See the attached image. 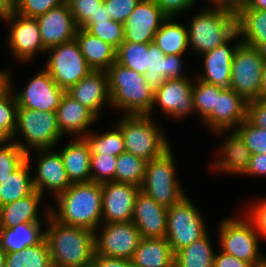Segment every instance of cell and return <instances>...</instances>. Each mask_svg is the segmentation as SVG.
<instances>
[{
	"label": "cell",
	"mask_w": 266,
	"mask_h": 267,
	"mask_svg": "<svg viewBox=\"0 0 266 267\" xmlns=\"http://www.w3.org/2000/svg\"><path fill=\"white\" fill-rule=\"evenodd\" d=\"M209 3L191 16L188 31L189 49L197 58L227 42L236 32L233 4ZM188 25V26H187Z\"/></svg>",
	"instance_id": "cell-1"
},
{
	"label": "cell",
	"mask_w": 266,
	"mask_h": 267,
	"mask_svg": "<svg viewBox=\"0 0 266 267\" xmlns=\"http://www.w3.org/2000/svg\"><path fill=\"white\" fill-rule=\"evenodd\" d=\"M54 201L56 206L50 205V215L62 224L95 231L102 223V190L99 183H72Z\"/></svg>",
	"instance_id": "cell-2"
},
{
	"label": "cell",
	"mask_w": 266,
	"mask_h": 267,
	"mask_svg": "<svg viewBox=\"0 0 266 267\" xmlns=\"http://www.w3.org/2000/svg\"><path fill=\"white\" fill-rule=\"evenodd\" d=\"M44 227L53 267L90 266L95 254L94 230L62 224L51 215Z\"/></svg>",
	"instance_id": "cell-3"
},
{
	"label": "cell",
	"mask_w": 266,
	"mask_h": 267,
	"mask_svg": "<svg viewBox=\"0 0 266 267\" xmlns=\"http://www.w3.org/2000/svg\"><path fill=\"white\" fill-rule=\"evenodd\" d=\"M111 111L121 115H149L154 92L146 85L145 76L115 61L107 70Z\"/></svg>",
	"instance_id": "cell-4"
},
{
	"label": "cell",
	"mask_w": 266,
	"mask_h": 267,
	"mask_svg": "<svg viewBox=\"0 0 266 267\" xmlns=\"http://www.w3.org/2000/svg\"><path fill=\"white\" fill-rule=\"evenodd\" d=\"M114 122L121 130L125 151L150 161L172 145L158 119L149 115H120Z\"/></svg>",
	"instance_id": "cell-5"
},
{
	"label": "cell",
	"mask_w": 266,
	"mask_h": 267,
	"mask_svg": "<svg viewBox=\"0 0 266 267\" xmlns=\"http://www.w3.org/2000/svg\"><path fill=\"white\" fill-rule=\"evenodd\" d=\"M63 137L66 138L58 127L56 112L17 109L12 141L26 154L35 150L57 149Z\"/></svg>",
	"instance_id": "cell-6"
},
{
	"label": "cell",
	"mask_w": 266,
	"mask_h": 267,
	"mask_svg": "<svg viewBox=\"0 0 266 267\" xmlns=\"http://www.w3.org/2000/svg\"><path fill=\"white\" fill-rule=\"evenodd\" d=\"M172 146L161 156L146 163L145 177L140 188L158 204L169 208L179 203L187 194L176 171Z\"/></svg>",
	"instance_id": "cell-7"
},
{
	"label": "cell",
	"mask_w": 266,
	"mask_h": 267,
	"mask_svg": "<svg viewBox=\"0 0 266 267\" xmlns=\"http://www.w3.org/2000/svg\"><path fill=\"white\" fill-rule=\"evenodd\" d=\"M218 225L219 250L244 260L253 266L266 254L260 250V238L253 222L242 212L236 217L220 218Z\"/></svg>",
	"instance_id": "cell-8"
},
{
	"label": "cell",
	"mask_w": 266,
	"mask_h": 267,
	"mask_svg": "<svg viewBox=\"0 0 266 267\" xmlns=\"http://www.w3.org/2000/svg\"><path fill=\"white\" fill-rule=\"evenodd\" d=\"M205 216L186 195L179 203L167 209L166 239L173 253L203 237L209 229Z\"/></svg>",
	"instance_id": "cell-9"
},
{
	"label": "cell",
	"mask_w": 266,
	"mask_h": 267,
	"mask_svg": "<svg viewBox=\"0 0 266 267\" xmlns=\"http://www.w3.org/2000/svg\"><path fill=\"white\" fill-rule=\"evenodd\" d=\"M266 52L240 43L234 52L230 87L247 102L257 100Z\"/></svg>",
	"instance_id": "cell-10"
},
{
	"label": "cell",
	"mask_w": 266,
	"mask_h": 267,
	"mask_svg": "<svg viewBox=\"0 0 266 267\" xmlns=\"http://www.w3.org/2000/svg\"><path fill=\"white\" fill-rule=\"evenodd\" d=\"M44 69L54 82L67 91L92 71L76 39L46 50Z\"/></svg>",
	"instance_id": "cell-11"
},
{
	"label": "cell",
	"mask_w": 266,
	"mask_h": 267,
	"mask_svg": "<svg viewBox=\"0 0 266 267\" xmlns=\"http://www.w3.org/2000/svg\"><path fill=\"white\" fill-rule=\"evenodd\" d=\"M2 20L6 26L9 24L5 43L14 61L26 64L35 60L37 54L46 53L36 18L12 12L3 15Z\"/></svg>",
	"instance_id": "cell-12"
},
{
	"label": "cell",
	"mask_w": 266,
	"mask_h": 267,
	"mask_svg": "<svg viewBox=\"0 0 266 267\" xmlns=\"http://www.w3.org/2000/svg\"><path fill=\"white\" fill-rule=\"evenodd\" d=\"M142 235L130 222L101 223L95 230V253L131 260Z\"/></svg>",
	"instance_id": "cell-13"
},
{
	"label": "cell",
	"mask_w": 266,
	"mask_h": 267,
	"mask_svg": "<svg viewBox=\"0 0 266 267\" xmlns=\"http://www.w3.org/2000/svg\"><path fill=\"white\" fill-rule=\"evenodd\" d=\"M41 69L19 90L11 82V90L15 94L18 108L56 112L66 91L54 82L44 68Z\"/></svg>",
	"instance_id": "cell-14"
},
{
	"label": "cell",
	"mask_w": 266,
	"mask_h": 267,
	"mask_svg": "<svg viewBox=\"0 0 266 267\" xmlns=\"http://www.w3.org/2000/svg\"><path fill=\"white\" fill-rule=\"evenodd\" d=\"M194 77L181 79H167L154 92V103L149 116H153L155 107H158L165 117L172 120H181L195 113L192 87Z\"/></svg>",
	"instance_id": "cell-15"
},
{
	"label": "cell",
	"mask_w": 266,
	"mask_h": 267,
	"mask_svg": "<svg viewBox=\"0 0 266 267\" xmlns=\"http://www.w3.org/2000/svg\"><path fill=\"white\" fill-rule=\"evenodd\" d=\"M29 153H32L33 156L38 155L34 158L36 162L34 169L36 170H34L35 174H32V178L34 189L41 195L51 194V198L54 199L72 185L64 168L62 157L55 148L35 150ZM44 191L49 194H45Z\"/></svg>",
	"instance_id": "cell-16"
},
{
	"label": "cell",
	"mask_w": 266,
	"mask_h": 267,
	"mask_svg": "<svg viewBox=\"0 0 266 267\" xmlns=\"http://www.w3.org/2000/svg\"><path fill=\"white\" fill-rule=\"evenodd\" d=\"M230 131V132H229ZM214 135L224 138L221 144L217 146L215 161L210 162L209 171L224 173L226 175H246L249 167L251 152L246 146L244 139L236 130L214 131ZM227 135L224 137V135ZM228 173V174H227Z\"/></svg>",
	"instance_id": "cell-17"
},
{
	"label": "cell",
	"mask_w": 266,
	"mask_h": 267,
	"mask_svg": "<svg viewBox=\"0 0 266 267\" xmlns=\"http://www.w3.org/2000/svg\"><path fill=\"white\" fill-rule=\"evenodd\" d=\"M241 43L239 34L236 32L227 42L217 48L200 55L203 59L201 72H194L196 78L223 88L230 87L232 60L235 50Z\"/></svg>",
	"instance_id": "cell-18"
},
{
	"label": "cell",
	"mask_w": 266,
	"mask_h": 267,
	"mask_svg": "<svg viewBox=\"0 0 266 267\" xmlns=\"http://www.w3.org/2000/svg\"><path fill=\"white\" fill-rule=\"evenodd\" d=\"M102 190V223L132 221L134 206L140 187L128 183L106 182Z\"/></svg>",
	"instance_id": "cell-19"
},
{
	"label": "cell",
	"mask_w": 266,
	"mask_h": 267,
	"mask_svg": "<svg viewBox=\"0 0 266 267\" xmlns=\"http://www.w3.org/2000/svg\"><path fill=\"white\" fill-rule=\"evenodd\" d=\"M166 18L153 0H140L124 23V42H153Z\"/></svg>",
	"instance_id": "cell-20"
},
{
	"label": "cell",
	"mask_w": 266,
	"mask_h": 267,
	"mask_svg": "<svg viewBox=\"0 0 266 267\" xmlns=\"http://www.w3.org/2000/svg\"><path fill=\"white\" fill-rule=\"evenodd\" d=\"M66 93L90 109L99 119L103 117L105 106L111 109L108 76L104 70H92Z\"/></svg>",
	"instance_id": "cell-21"
},
{
	"label": "cell",
	"mask_w": 266,
	"mask_h": 267,
	"mask_svg": "<svg viewBox=\"0 0 266 267\" xmlns=\"http://www.w3.org/2000/svg\"><path fill=\"white\" fill-rule=\"evenodd\" d=\"M42 44L45 50L75 39L78 27L70 11L69 4L50 9L36 17Z\"/></svg>",
	"instance_id": "cell-22"
},
{
	"label": "cell",
	"mask_w": 266,
	"mask_h": 267,
	"mask_svg": "<svg viewBox=\"0 0 266 267\" xmlns=\"http://www.w3.org/2000/svg\"><path fill=\"white\" fill-rule=\"evenodd\" d=\"M43 197L34 190L30 195L1 206L0 228H12L23 223L47 222L50 215V201L44 204Z\"/></svg>",
	"instance_id": "cell-23"
},
{
	"label": "cell",
	"mask_w": 266,
	"mask_h": 267,
	"mask_svg": "<svg viewBox=\"0 0 266 267\" xmlns=\"http://www.w3.org/2000/svg\"><path fill=\"white\" fill-rule=\"evenodd\" d=\"M247 101L231 88H224L217 96L216 109L201 123L213 133L235 130L245 119Z\"/></svg>",
	"instance_id": "cell-24"
},
{
	"label": "cell",
	"mask_w": 266,
	"mask_h": 267,
	"mask_svg": "<svg viewBox=\"0 0 266 267\" xmlns=\"http://www.w3.org/2000/svg\"><path fill=\"white\" fill-rule=\"evenodd\" d=\"M185 56L165 55L153 42L148 43V70L144 74L146 85L155 92L167 79L194 77L185 70Z\"/></svg>",
	"instance_id": "cell-25"
},
{
	"label": "cell",
	"mask_w": 266,
	"mask_h": 267,
	"mask_svg": "<svg viewBox=\"0 0 266 267\" xmlns=\"http://www.w3.org/2000/svg\"><path fill=\"white\" fill-rule=\"evenodd\" d=\"M167 209L142 190H139L135 201L132 223L137 227L142 238L166 237Z\"/></svg>",
	"instance_id": "cell-26"
},
{
	"label": "cell",
	"mask_w": 266,
	"mask_h": 267,
	"mask_svg": "<svg viewBox=\"0 0 266 267\" xmlns=\"http://www.w3.org/2000/svg\"><path fill=\"white\" fill-rule=\"evenodd\" d=\"M60 132L67 137H84L99 122V118L87 107L66 92L56 110Z\"/></svg>",
	"instance_id": "cell-27"
},
{
	"label": "cell",
	"mask_w": 266,
	"mask_h": 267,
	"mask_svg": "<svg viewBox=\"0 0 266 267\" xmlns=\"http://www.w3.org/2000/svg\"><path fill=\"white\" fill-rule=\"evenodd\" d=\"M233 6L241 43L266 52V10L247 8L240 0Z\"/></svg>",
	"instance_id": "cell-28"
},
{
	"label": "cell",
	"mask_w": 266,
	"mask_h": 267,
	"mask_svg": "<svg viewBox=\"0 0 266 267\" xmlns=\"http://www.w3.org/2000/svg\"><path fill=\"white\" fill-rule=\"evenodd\" d=\"M58 149L71 183L91 181V147L84 137H74Z\"/></svg>",
	"instance_id": "cell-29"
},
{
	"label": "cell",
	"mask_w": 266,
	"mask_h": 267,
	"mask_svg": "<svg viewBox=\"0 0 266 267\" xmlns=\"http://www.w3.org/2000/svg\"><path fill=\"white\" fill-rule=\"evenodd\" d=\"M175 254L166 238H142L133 254V267H174Z\"/></svg>",
	"instance_id": "cell-30"
},
{
	"label": "cell",
	"mask_w": 266,
	"mask_h": 267,
	"mask_svg": "<svg viewBox=\"0 0 266 267\" xmlns=\"http://www.w3.org/2000/svg\"><path fill=\"white\" fill-rule=\"evenodd\" d=\"M32 157L31 153H27L26 160L7 177L0 180V207L30 195L35 190L33 173H31Z\"/></svg>",
	"instance_id": "cell-31"
},
{
	"label": "cell",
	"mask_w": 266,
	"mask_h": 267,
	"mask_svg": "<svg viewBox=\"0 0 266 267\" xmlns=\"http://www.w3.org/2000/svg\"><path fill=\"white\" fill-rule=\"evenodd\" d=\"M75 39L92 70L106 71L116 61V49L85 29L78 28Z\"/></svg>",
	"instance_id": "cell-32"
},
{
	"label": "cell",
	"mask_w": 266,
	"mask_h": 267,
	"mask_svg": "<svg viewBox=\"0 0 266 267\" xmlns=\"http://www.w3.org/2000/svg\"><path fill=\"white\" fill-rule=\"evenodd\" d=\"M44 223H23L12 228H0V246L5 253L24 250L45 239Z\"/></svg>",
	"instance_id": "cell-33"
},
{
	"label": "cell",
	"mask_w": 266,
	"mask_h": 267,
	"mask_svg": "<svg viewBox=\"0 0 266 267\" xmlns=\"http://www.w3.org/2000/svg\"><path fill=\"white\" fill-rule=\"evenodd\" d=\"M176 19L179 18L167 17L154 36L153 43L165 55H187L186 52L190 50L186 24Z\"/></svg>",
	"instance_id": "cell-34"
},
{
	"label": "cell",
	"mask_w": 266,
	"mask_h": 267,
	"mask_svg": "<svg viewBox=\"0 0 266 267\" xmlns=\"http://www.w3.org/2000/svg\"><path fill=\"white\" fill-rule=\"evenodd\" d=\"M207 232L199 240L177 251L174 256V267H213L217 248L213 246Z\"/></svg>",
	"instance_id": "cell-35"
},
{
	"label": "cell",
	"mask_w": 266,
	"mask_h": 267,
	"mask_svg": "<svg viewBox=\"0 0 266 267\" xmlns=\"http://www.w3.org/2000/svg\"><path fill=\"white\" fill-rule=\"evenodd\" d=\"M5 267H53L46 239L22 251L6 253Z\"/></svg>",
	"instance_id": "cell-36"
},
{
	"label": "cell",
	"mask_w": 266,
	"mask_h": 267,
	"mask_svg": "<svg viewBox=\"0 0 266 267\" xmlns=\"http://www.w3.org/2000/svg\"><path fill=\"white\" fill-rule=\"evenodd\" d=\"M111 130H90L84 138L91 147V154H109L118 156L125 151L123 134L120 128L112 124ZM99 132V133H97Z\"/></svg>",
	"instance_id": "cell-37"
},
{
	"label": "cell",
	"mask_w": 266,
	"mask_h": 267,
	"mask_svg": "<svg viewBox=\"0 0 266 267\" xmlns=\"http://www.w3.org/2000/svg\"><path fill=\"white\" fill-rule=\"evenodd\" d=\"M146 163L144 159L124 151L117 156L115 182L128 183L141 188Z\"/></svg>",
	"instance_id": "cell-38"
},
{
	"label": "cell",
	"mask_w": 266,
	"mask_h": 267,
	"mask_svg": "<svg viewBox=\"0 0 266 267\" xmlns=\"http://www.w3.org/2000/svg\"><path fill=\"white\" fill-rule=\"evenodd\" d=\"M223 87L208 84L194 76L192 87L194 110L202 123L216 109L217 96Z\"/></svg>",
	"instance_id": "cell-39"
},
{
	"label": "cell",
	"mask_w": 266,
	"mask_h": 267,
	"mask_svg": "<svg viewBox=\"0 0 266 267\" xmlns=\"http://www.w3.org/2000/svg\"><path fill=\"white\" fill-rule=\"evenodd\" d=\"M116 61L144 75L148 70V43L123 42L116 49Z\"/></svg>",
	"instance_id": "cell-40"
},
{
	"label": "cell",
	"mask_w": 266,
	"mask_h": 267,
	"mask_svg": "<svg viewBox=\"0 0 266 267\" xmlns=\"http://www.w3.org/2000/svg\"><path fill=\"white\" fill-rule=\"evenodd\" d=\"M88 33L100 38L117 49L124 42V24L114 20L95 22L82 27Z\"/></svg>",
	"instance_id": "cell-41"
},
{
	"label": "cell",
	"mask_w": 266,
	"mask_h": 267,
	"mask_svg": "<svg viewBox=\"0 0 266 267\" xmlns=\"http://www.w3.org/2000/svg\"><path fill=\"white\" fill-rule=\"evenodd\" d=\"M117 156L91 154V181L103 184L115 181Z\"/></svg>",
	"instance_id": "cell-42"
},
{
	"label": "cell",
	"mask_w": 266,
	"mask_h": 267,
	"mask_svg": "<svg viewBox=\"0 0 266 267\" xmlns=\"http://www.w3.org/2000/svg\"><path fill=\"white\" fill-rule=\"evenodd\" d=\"M235 130L244 139L252 155L266 154V128L256 127L245 119Z\"/></svg>",
	"instance_id": "cell-43"
},
{
	"label": "cell",
	"mask_w": 266,
	"mask_h": 267,
	"mask_svg": "<svg viewBox=\"0 0 266 267\" xmlns=\"http://www.w3.org/2000/svg\"><path fill=\"white\" fill-rule=\"evenodd\" d=\"M26 160V153L14 142L0 146V180L7 177Z\"/></svg>",
	"instance_id": "cell-44"
},
{
	"label": "cell",
	"mask_w": 266,
	"mask_h": 267,
	"mask_svg": "<svg viewBox=\"0 0 266 267\" xmlns=\"http://www.w3.org/2000/svg\"><path fill=\"white\" fill-rule=\"evenodd\" d=\"M17 100L15 94L10 90L0 98V128L11 138L14 136L17 120Z\"/></svg>",
	"instance_id": "cell-45"
},
{
	"label": "cell",
	"mask_w": 266,
	"mask_h": 267,
	"mask_svg": "<svg viewBox=\"0 0 266 267\" xmlns=\"http://www.w3.org/2000/svg\"><path fill=\"white\" fill-rule=\"evenodd\" d=\"M247 203L243 213L253 222L261 241L266 240V197Z\"/></svg>",
	"instance_id": "cell-46"
},
{
	"label": "cell",
	"mask_w": 266,
	"mask_h": 267,
	"mask_svg": "<svg viewBox=\"0 0 266 267\" xmlns=\"http://www.w3.org/2000/svg\"><path fill=\"white\" fill-rule=\"evenodd\" d=\"M103 0H71L68 4L78 28H82L91 17H95Z\"/></svg>",
	"instance_id": "cell-47"
},
{
	"label": "cell",
	"mask_w": 266,
	"mask_h": 267,
	"mask_svg": "<svg viewBox=\"0 0 266 267\" xmlns=\"http://www.w3.org/2000/svg\"><path fill=\"white\" fill-rule=\"evenodd\" d=\"M62 4L64 0H18L15 12L22 16L36 18Z\"/></svg>",
	"instance_id": "cell-48"
},
{
	"label": "cell",
	"mask_w": 266,
	"mask_h": 267,
	"mask_svg": "<svg viewBox=\"0 0 266 267\" xmlns=\"http://www.w3.org/2000/svg\"><path fill=\"white\" fill-rule=\"evenodd\" d=\"M110 18L124 24L140 0H103Z\"/></svg>",
	"instance_id": "cell-49"
},
{
	"label": "cell",
	"mask_w": 266,
	"mask_h": 267,
	"mask_svg": "<svg viewBox=\"0 0 266 267\" xmlns=\"http://www.w3.org/2000/svg\"><path fill=\"white\" fill-rule=\"evenodd\" d=\"M167 17H177L197 6L198 0H153ZM196 5V6H195Z\"/></svg>",
	"instance_id": "cell-50"
},
{
	"label": "cell",
	"mask_w": 266,
	"mask_h": 267,
	"mask_svg": "<svg viewBox=\"0 0 266 267\" xmlns=\"http://www.w3.org/2000/svg\"><path fill=\"white\" fill-rule=\"evenodd\" d=\"M246 119L254 126L266 128V100H252L247 102Z\"/></svg>",
	"instance_id": "cell-51"
},
{
	"label": "cell",
	"mask_w": 266,
	"mask_h": 267,
	"mask_svg": "<svg viewBox=\"0 0 266 267\" xmlns=\"http://www.w3.org/2000/svg\"><path fill=\"white\" fill-rule=\"evenodd\" d=\"M213 267H253L252 264L238 259L235 256L226 254L222 251H217L214 256V264Z\"/></svg>",
	"instance_id": "cell-52"
},
{
	"label": "cell",
	"mask_w": 266,
	"mask_h": 267,
	"mask_svg": "<svg viewBox=\"0 0 266 267\" xmlns=\"http://www.w3.org/2000/svg\"><path fill=\"white\" fill-rule=\"evenodd\" d=\"M245 176L266 177V154L251 155L249 167Z\"/></svg>",
	"instance_id": "cell-53"
},
{
	"label": "cell",
	"mask_w": 266,
	"mask_h": 267,
	"mask_svg": "<svg viewBox=\"0 0 266 267\" xmlns=\"http://www.w3.org/2000/svg\"><path fill=\"white\" fill-rule=\"evenodd\" d=\"M89 267H133V266L131 260L100 256L95 253L92 259V263L90 264Z\"/></svg>",
	"instance_id": "cell-54"
},
{
	"label": "cell",
	"mask_w": 266,
	"mask_h": 267,
	"mask_svg": "<svg viewBox=\"0 0 266 267\" xmlns=\"http://www.w3.org/2000/svg\"><path fill=\"white\" fill-rule=\"evenodd\" d=\"M12 74V70H9V68L0 69V98L11 90Z\"/></svg>",
	"instance_id": "cell-55"
},
{
	"label": "cell",
	"mask_w": 266,
	"mask_h": 267,
	"mask_svg": "<svg viewBox=\"0 0 266 267\" xmlns=\"http://www.w3.org/2000/svg\"><path fill=\"white\" fill-rule=\"evenodd\" d=\"M110 14L108 13V9L103 2L98 9L95 17H91L89 21L85 25H93L95 22H102V21H110Z\"/></svg>",
	"instance_id": "cell-56"
},
{
	"label": "cell",
	"mask_w": 266,
	"mask_h": 267,
	"mask_svg": "<svg viewBox=\"0 0 266 267\" xmlns=\"http://www.w3.org/2000/svg\"><path fill=\"white\" fill-rule=\"evenodd\" d=\"M18 0H0V13L2 15L15 12Z\"/></svg>",
	"instance_id": "cell-57"
},
{
	"label": "cell",
	"mask_w": 266,
	"mask_h": 267,
	"mask_svg": "<svg viewBox=\"0 0 266 267\" xmlns=\"http://www.w3.org/2000/svg\"><path fill=\"white\" fill-rule=\"evenodd\" d=\"M247 8L266 10V0H240Z\"/></svg>",
	"instance_id": "cell-58"
},
{
	"label": "cell",
	"mask_w": 266,
	"mask_h": 267,
	"mask_svg": "<svg viewBox=\"0 0 266 267\" xmlns=\"http://www.w3.org/2000/svg\"><path fill=\"white\" fill-rule=\"evenodd\" d=\"M258 99L266 100V59L262 70V82Z\"/></svg>",
	"instance_id": "cell-59"
},
{
	"label": "cell",
	"mask_w": 266,
	"mask_h": 267,
	"mask_svg": "<svg viewBox=\"0 0 266 267\" xmlns=\"http://www.w3.org/2000/svg\"><path fill=\"white\" fill-rule=\"evenodd\" d=\"M10 141H12V138L0 128V146L8 144Z\"/></svg>",
	"instance_id": "cell-60"
},
{
	"label": "cell",
	"mask_w": 266,
	"mask_h": 267,
	"mask_svg": "<svg viewBox=\"0 0 266 267\" xmlns=\"http://www.w3.org/2000/svg\"><path fill=\"white\" fill-rule=\"evenodd\" d=\"M6 253L0 246V267H5Z\"/></svg>",
	"instance_id": "cell-61"
},
{
	"label": "cell",
	"mask_w": 266,
	"mask_h": 267,
	"mask_svg": "<svg viewBox=\"0 0 266 267\" xmlns=\"http://www.w3.org/2000/svg\"><path fill=\"white\" fill-rule=\"evenodd\" d=\"M209 3H228L234 4L236 0H207Z\"/></svg>",
	"instance_id": "cell-62"
},
{
	"label": "cell",
	"mask_w": 266,
	"mask_h": 267,
	"mask_svg": "<svg viewBox=\"0 0 266 267\" xmlns=\"http://www.w3.org/2000/svg\"><path fill=\"white\" fill-rule=\"evenodd\" d=\"M253 267H266V257L262 261L254 265Z\"/></svg>",
	"instance_id": "cell-63"
},
{
	"label": "cell",
	"mask_w": 266,
	"mask_h": 267,
	"mask_svg": "<svg viewBox=\"0 0 266 267\" xmlns=\"http://www.w3.org/2000/svg\"><path fill=\"white\" fill-rule=\"evenodd\" d=\"M71 0H64V3L68 4Z\"/></svg>",
	"instance_id": "cell-64"
}]
</instances>
